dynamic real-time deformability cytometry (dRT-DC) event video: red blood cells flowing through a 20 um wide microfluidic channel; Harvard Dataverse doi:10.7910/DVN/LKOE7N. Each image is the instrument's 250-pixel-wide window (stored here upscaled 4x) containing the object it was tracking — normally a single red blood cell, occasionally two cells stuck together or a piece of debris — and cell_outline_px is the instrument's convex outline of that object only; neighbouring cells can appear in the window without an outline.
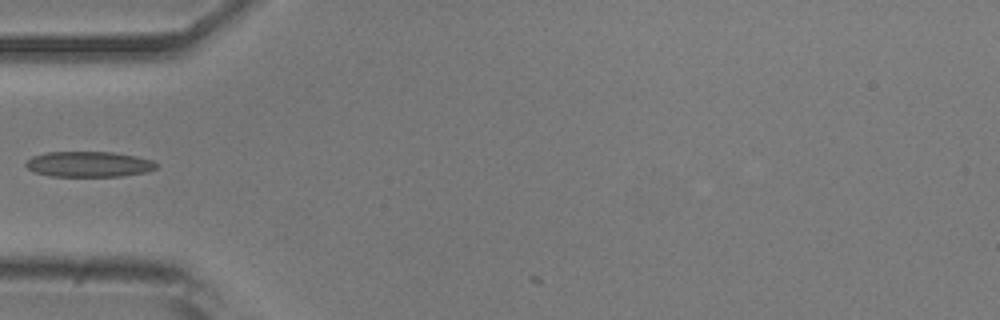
{"species": "common noctule bat (a hibernating species)", "species_latin": "Nyctalus noctula", "temperature_condition": "room temperature", "stored_images_in_passage": 3, "camera_frame_rate_fps": 3000, "um_per_image_px": 0.085, "animal": {"sex": "male", "body_mass_g": 20.5, "forearm_length_mm": 52.5}, "frame": {"image": 1, "passage_image": 1, "time_ms": 0.0, "image_size_px": [1000, 320], "cell_outline_px": [[156, 168], [144, 172], [124, 176], [52, 176], [36, 172], [28, 168], [24, 164], [32, 156], [44, 152], [112, 152], [136, 156], [152, 160], [156, 164]], "centroid_in_image_um": [7.53, 13.95], "position_along_channel_um": 77.5, "area_um2": 19.25}}